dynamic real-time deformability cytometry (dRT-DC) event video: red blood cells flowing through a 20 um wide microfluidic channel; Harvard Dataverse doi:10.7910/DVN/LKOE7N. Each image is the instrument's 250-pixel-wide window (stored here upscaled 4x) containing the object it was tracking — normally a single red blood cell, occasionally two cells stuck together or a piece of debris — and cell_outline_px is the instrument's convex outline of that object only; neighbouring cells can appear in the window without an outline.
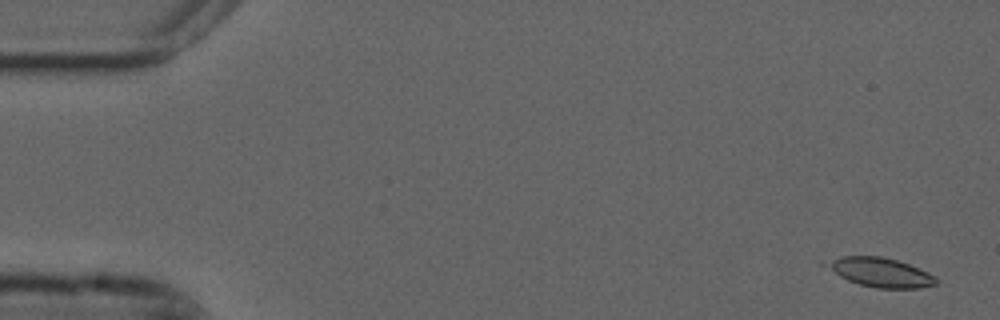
{"species": "common noctule bat (a hibernating species)", "species_latin": "Nyctalus noctula", "temperature_condition": "cold", "stored_images_in_passage": 28, "camera_frame_rate_fps": 3000, "um_per_image_px": 0.085, "animal": {"sex": "male", "forearm_length_mm": 52.5}, "frame": {"image": 1, "passage_image": 3, "time_ms": 0.667, "image_size_px": [1000, 320], "cell_outline_px": [[940, 284], [920, 288], [876, 288], [860, 284], [848, 280], [840, 276], [820, 264], [820, 260], [844, 256], [880, 256], [896, 260], [908, 264], [940, 280]], "centroid_in_image_um": [74.74, 23.14], "position_along_channel_um": 10.3, "area_um2": 18.73}}
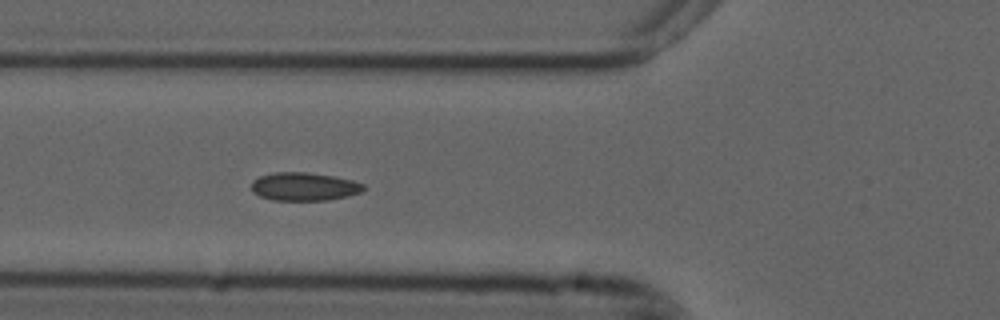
{"frame": {"image": 2, "passage_image": 21, "time_ms": 6.667, "image_size_px": [1000, 320], "cell_outline_px": [[364, 188], [360, 192], [348, 196], [328, 200], [272, 200], [260, 196], [252, 192], [252, 180], [260, 176], [276, 172], [308, 172], [332, 176], [352, 180], [364, 184]], "centroid_in_image_um": [25.83, 15.86], "position_along_channel_um": 100.0, "area_um2": 18.38}}
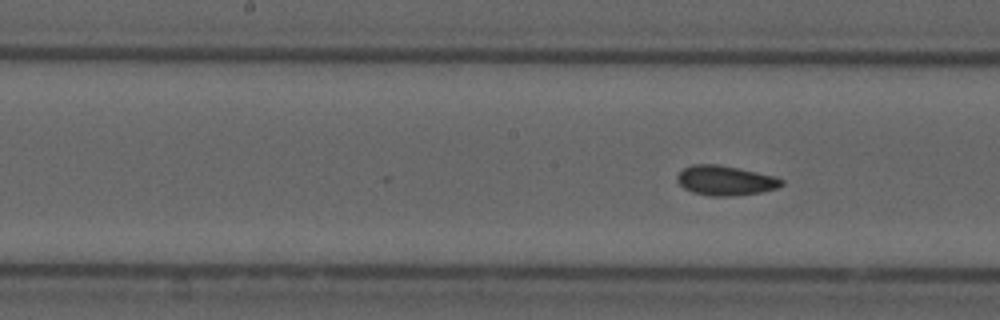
{"frame": {"image": 3, "passage_image": 28, "time_ms": 9.0, "image_size_px": [1000, 320], "cell_outline_px": [[784, 184], [776, 188], [760, 192], [732, 196], [708, 196], [692, 192], [684, 188], [676, 180], [676, 176], [684, 168], [692, 164], [720, 164], [776, 176], [784, 180]], "centroid_in_image_um": [61.65, 15.34], "position_along_channel_um": 186.5, "area_um2": 18.21}}